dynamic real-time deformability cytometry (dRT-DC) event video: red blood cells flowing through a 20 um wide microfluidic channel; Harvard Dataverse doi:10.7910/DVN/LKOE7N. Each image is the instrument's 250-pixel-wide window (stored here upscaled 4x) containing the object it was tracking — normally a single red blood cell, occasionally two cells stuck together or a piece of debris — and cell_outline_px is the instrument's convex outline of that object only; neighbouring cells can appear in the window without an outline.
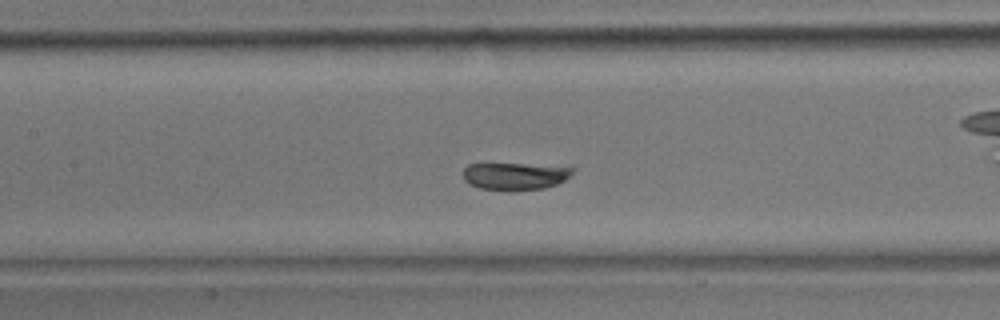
{"species": "common noctule bat (a hibernating species)", "species_latin": "Nyctalus noctula", "temperature_condition": "room temperature", "stored_images_in_passage": 32, "camera_frame_rate_fps": 3000, "um_per_image_px": 0.085, "animal": {"sex": "male", "body_mass_g": 17.9}, "frame": {"image": 1, "passage_image": 10, "time_ms": 3.0, "image_size_px": [1000, 320], "cell_outline_px": [[576, 168], [564, 180], [556, 184], [544, 188], [508, 192], [480, 188], [464, 180], [464, 168], [468, 164], [572, 164]], "centroid_in_image_um": [43.89, 14.95], "position_along_channel_um": 163.5, "area_um2": 18.03}}